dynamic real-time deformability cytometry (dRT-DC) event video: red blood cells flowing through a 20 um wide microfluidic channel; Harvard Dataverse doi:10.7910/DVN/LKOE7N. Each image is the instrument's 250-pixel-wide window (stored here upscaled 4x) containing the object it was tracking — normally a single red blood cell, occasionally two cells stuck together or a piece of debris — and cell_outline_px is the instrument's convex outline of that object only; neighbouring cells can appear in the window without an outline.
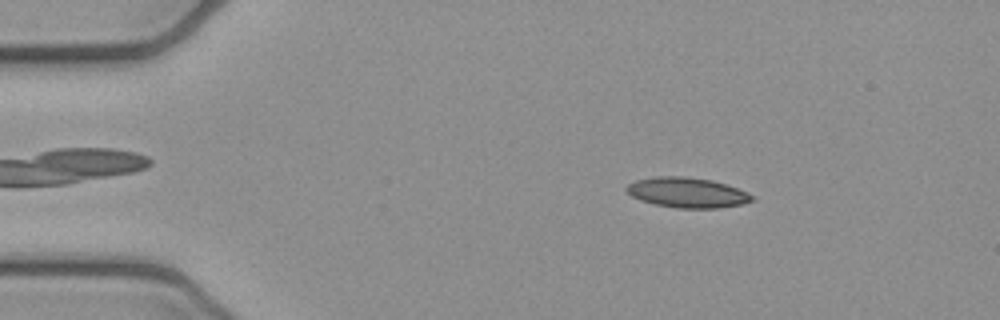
{"species": "common noctule bat (a hibernating species)", "species_latin": "Nyctalus noctula", "temperature_condition": "cold", "stored_images_in_passage": 51, "camera_frame_rate_fps": 3000, "um_per_image_px": 0.085, "animal": {"sex": "female", "body_mass_g": 21.9}, "frame": {"image": 1, "passage_image": 8, "time_ms": 2.333, "image_size_px": [1000, 320], "cell_outline_px": [[756, 200], [744, 204], [720, 208], [680, 208], [656, 204], [640, 200], [632, 196], [624, 188], [628, 184], [636, 180], [652, 176], [684, 176], [712, 180], [748, 192]], "centroid_in_image_um": [58.42, 16.36], "position_along_channel_um": 26.6, "area_um2": 22.08}}
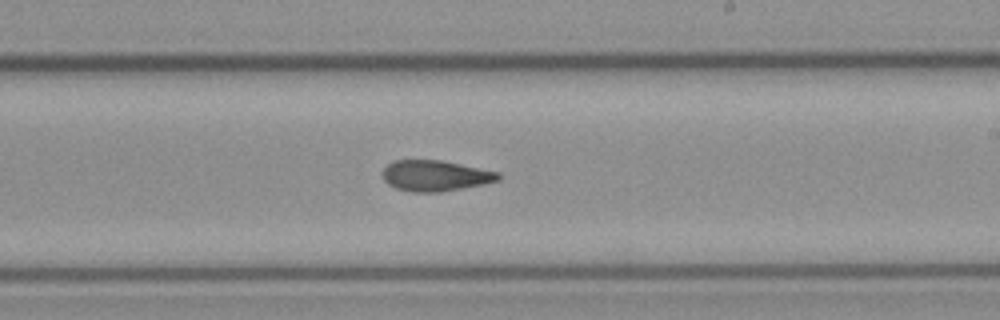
{"frame": {"image": 2, "passage_image": 30, "time_ms": 9.667, "image_size_px": [1000, 320], "cell_outline_px": [[500, 180], [484, 184], [440, 192], [412, 192], [396, 188], [388, 184], [384, 180], [380, 172], [392, 160], [440, 160], [500, 172]], "centroid_in_image_um": [36.97, 14.93], "position_along_channel_um": 252.0, "area_um2": 20.87}}
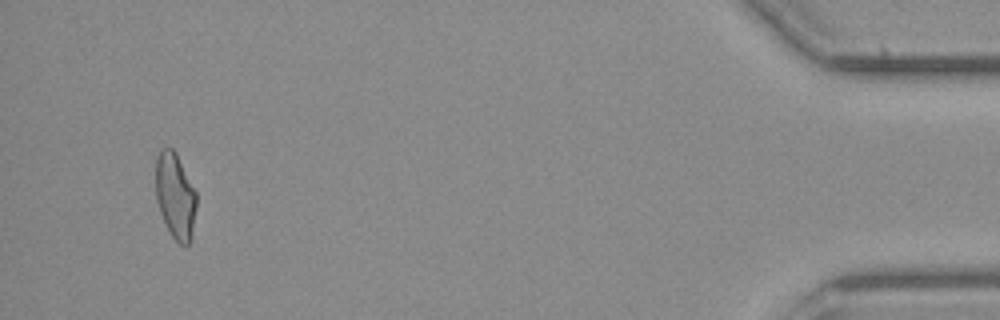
{"frame": {"image": 3, "passage_image": 49, "time_ms": 16.0, "image_size_px": [1000, 320], "cell_outline_px": [[196, 208], [192, 240], [184, 248], [172, 236], [160, 212], [156, 200], [156, 156], [160, 148], [172, 148], [176, 152], [196, 192]], "centroid_in_image_um": [14.91, 16.66], "position_along_channel_um": 420.3, "area_um2": 20.52}, "authors_computed_cell_mechanics": {"area_um2": 21.3282, "velocity_mm_per_s": 3.9353, "shape_relaxation_time_tau1_ms": null, "shape_relaxation_time_tau2_ms": 3.041, "deformation_change_tau1": null, "deformation_change_tau2": 0.1032}}